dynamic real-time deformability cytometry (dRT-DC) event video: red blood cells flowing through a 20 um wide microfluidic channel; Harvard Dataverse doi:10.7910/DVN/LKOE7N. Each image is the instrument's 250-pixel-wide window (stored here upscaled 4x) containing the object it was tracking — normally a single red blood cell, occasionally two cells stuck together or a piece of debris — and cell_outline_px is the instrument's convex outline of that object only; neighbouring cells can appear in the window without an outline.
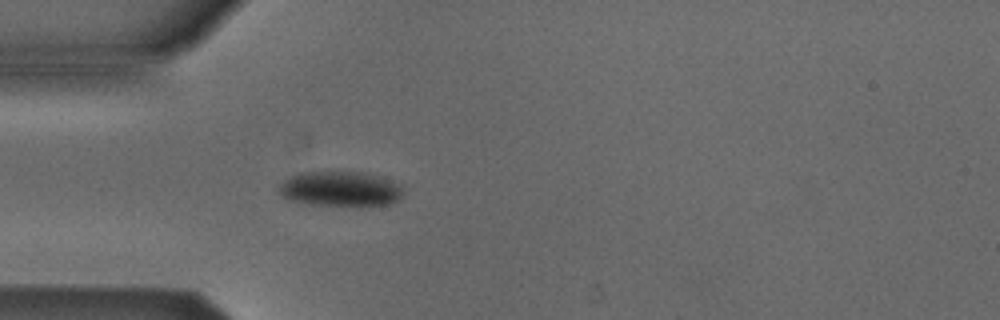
{"species": "Egyptian fruit bat (a non-hibernating species)", "species_latin": "Rousettus aegyptiacus", "temperature_condition": "cold", "stored_images_in_passage": 3, "camera_frame_rate_fps": 3000, "um_per_image_px": 0.085, "animal": {"sex": "male"}, "frame": {"image": 1, "passage_image": 3, "time_ms": 0.667, "image_size_px": [1000, 320], "cell_outline_px": [[404, 196], [400, 200], [388, 204], [360, 208], [308, 204], [288, 200], [280, 196], [276, 184], [288, 176], [304, 172], [360, 172], [380, 176], [400, 184], [404, 192]], "centroid_in_image_um": [28.92, 16.1], "position_along_channel_um": 56.1, "area_um2": 26.53}}